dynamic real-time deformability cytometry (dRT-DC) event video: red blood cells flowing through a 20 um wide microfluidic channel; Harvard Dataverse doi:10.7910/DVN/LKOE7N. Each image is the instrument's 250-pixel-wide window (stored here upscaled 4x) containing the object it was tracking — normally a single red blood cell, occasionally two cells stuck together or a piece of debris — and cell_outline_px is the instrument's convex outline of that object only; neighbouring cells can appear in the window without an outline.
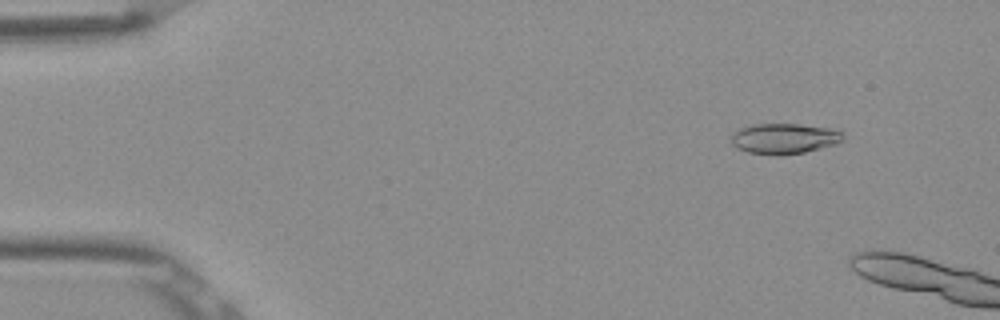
{"species": "Egyptian fruit bat (a non-hibernating species)", "species_latin": "Rousettus aegyptiacus", "temperature_condition": "room temperature", "stored_images_in_passage": 3, "camera_frame_rate_fps": 3000, "um_per_image_px": 0.085, "frame": {"image": 1, "passage_image": 2, "time_ms": 0.333, "image_size_px": [1000, 320], "cell_outline_px": [[844, 140], [836, 144], [804, 152], [780, 156], [776, 156], [748, 152], [736, 148], [732, 144], [732, 136], [740, 128], [752, 124], [800, 124], [828, 128], [840, 132], [844, 136]], "centroid_in_image_um": [66.65, 11.79], "position_along_channel_um": 18.4, "area_um2": 19.83}}